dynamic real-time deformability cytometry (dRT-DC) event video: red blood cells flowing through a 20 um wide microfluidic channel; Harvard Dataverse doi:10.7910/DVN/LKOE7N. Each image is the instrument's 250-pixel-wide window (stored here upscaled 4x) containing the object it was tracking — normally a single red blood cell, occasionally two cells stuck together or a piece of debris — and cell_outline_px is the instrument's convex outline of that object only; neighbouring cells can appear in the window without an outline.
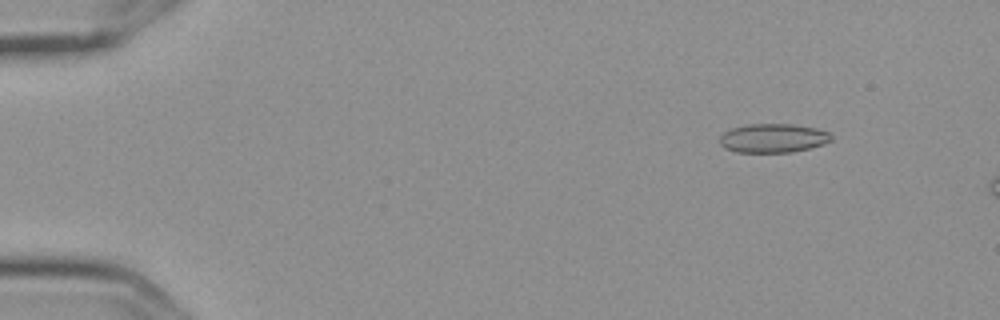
{"species": "Egyptian fruit bat (a non-hibernating species)", "species_latin": "Rousettus aegyptiacus", "temperature_condition": "cold", "stored_images_in_passage": 4, "camera_frame_rate_fps": 3000, "um_per_image_px": 0.085, "frame": {"image": 1, "passage_image": 2, "time_ms": 0.333, "image_size_px": [1000, 320], "cell_outline_px": [[832, 140], [824, 144], [792, 152], [736, 152], [724, 148], [720, 144], [720, 136], [724, 132], [732, 128], [748, 124], [792, 124], [816, 128], [828, 132], [832, 136]], "centroid_in_image_um": [65.7, 11.74], "position_along_channel_um": 19.3, "area_um2": 18.79}}